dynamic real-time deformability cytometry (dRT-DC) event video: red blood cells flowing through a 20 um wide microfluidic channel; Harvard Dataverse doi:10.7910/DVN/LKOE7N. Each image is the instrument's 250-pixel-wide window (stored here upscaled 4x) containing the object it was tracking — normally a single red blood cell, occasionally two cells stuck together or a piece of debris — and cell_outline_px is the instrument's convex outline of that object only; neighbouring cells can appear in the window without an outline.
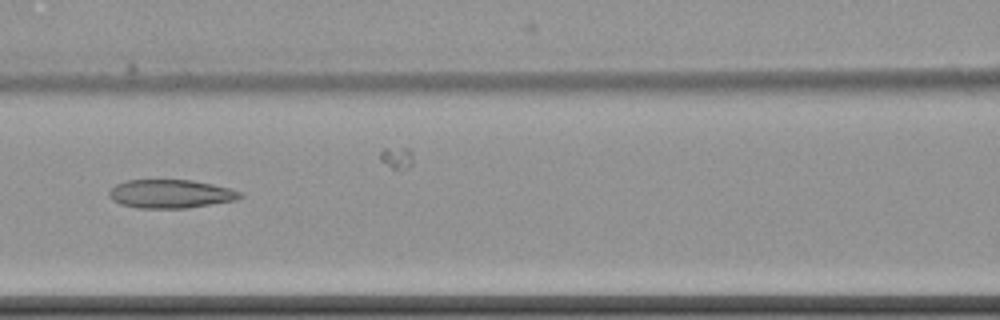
{"species": "common noctule bat (a hibernating species)", "species_latin": "Nyctalus noctula", "temperature_condition": "cold", "stored_images_in_passage": 9, "camera_frame_rate_fps": 3000, "um_per_image_px": 0.085, "animal": {"sex": "female", "body_mass_g": 22.7, "forearm_length_mm": 54.2}, "frame": {"image": 1, "passage_image": 6, "time_ms": 7.0, "image_size_px": [1000, 320], "cell_outline_px": [[244, 196], [236, 200], [184, 208], [136, 208], [120, 204], [112, 200], [108, 196], [108, 192], [116, 184], [128, 180], [192, 180], [212, 184], [228, 188], [240, 192]], "centroid_in_image_um": [14.46, 16.48], "position_along_channel_um": 152.1, "area_um2": 21.68}}
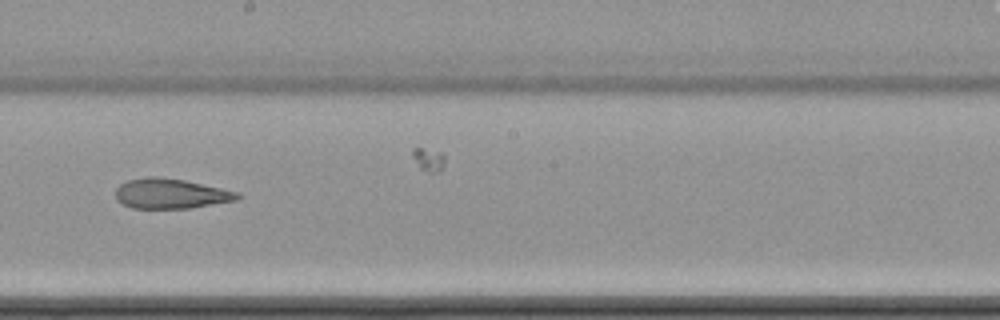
{"frame": {"image": 2, "passage_image": 8, "time_ms": 9.333, "image_size_px": [1000, 320], "cell_outline_px": [[240, 196], [236, 200], [188, 208], [132, 208], [120, 204], [116, 200], [116, 188], [120, 184], [128, 180], [148, 176], [156, 176], [184, 180], [240, 192]], "centroid_in_image_um": [14.47, 16.45], "position_along_channel_um": 233.7, "area_um2": 21.27}}
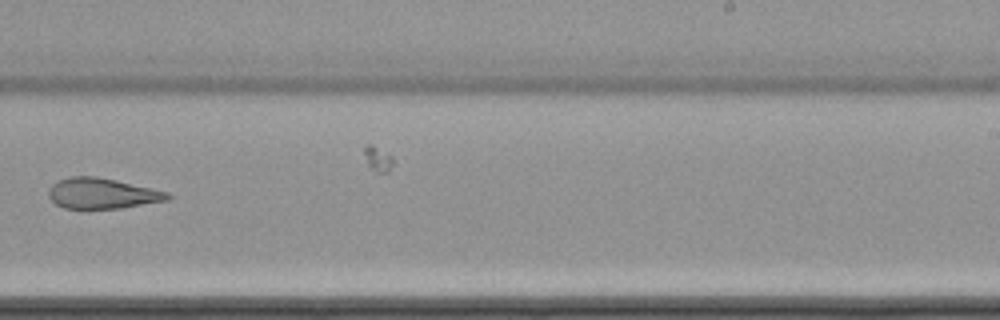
{"frame": {"image": 3, "passage_image": 9, "time_ms": 10.667, "image_size_px": [1000, 320], "cell_outline_px": [[172, 196], [168, 200], [120, 208], [64, 208], [56, 204], [48, 196], [48, 188], [56, 180], [72, 176], [96, 176], [116, 180], [172, 192]], "centroid_in_image_um": [8.7, 16.42], "position_along_channel_um": 280.3, "area_um2": 21.39}}